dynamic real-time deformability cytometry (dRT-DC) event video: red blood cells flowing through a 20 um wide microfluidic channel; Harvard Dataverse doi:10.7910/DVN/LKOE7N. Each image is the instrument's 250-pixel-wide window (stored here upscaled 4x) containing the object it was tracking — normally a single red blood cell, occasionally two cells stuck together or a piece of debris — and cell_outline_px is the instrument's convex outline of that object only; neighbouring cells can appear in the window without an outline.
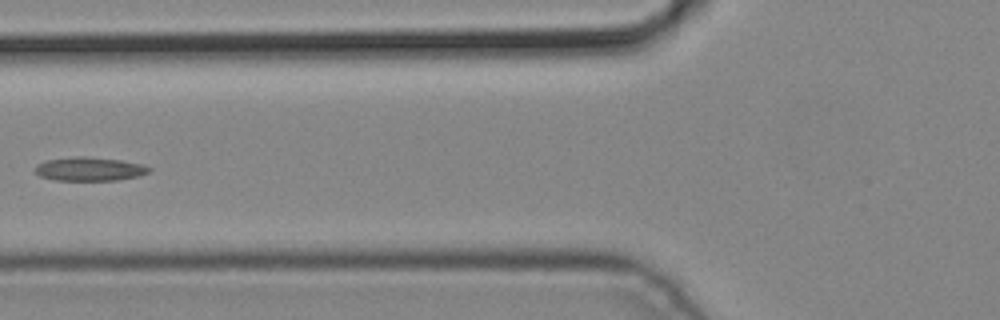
{"species": "common noctule bat (a hibernating species)", "species_latin": "Nyctalus noctula", "temperature_condition": "cold", "stored_images_in_passage": 6, "camera_frame_rate_fps": 3000, "um_per_image_px": 0.085, "animal": {"sex": "male", "body_mass_g": 19.2, "forearm_length_mm": 51.8}, "frame": {"image": 1, "passage_image": 6, "time_ms": 1.667, "image_size_px": [1000, 320], "cell_outline_px": [[152, 168], [148, 172], [140, 176], [116, 180], [56, 180], [40, 176], [36, 172], [36, 164], [44, 160], [72, 156], [84, 156], [120, 160], [144, 164]], "centroid_in_image_um": [7.61, 14.35], "position_along_channel_um": 118.2, "area_um2": 15.84}}